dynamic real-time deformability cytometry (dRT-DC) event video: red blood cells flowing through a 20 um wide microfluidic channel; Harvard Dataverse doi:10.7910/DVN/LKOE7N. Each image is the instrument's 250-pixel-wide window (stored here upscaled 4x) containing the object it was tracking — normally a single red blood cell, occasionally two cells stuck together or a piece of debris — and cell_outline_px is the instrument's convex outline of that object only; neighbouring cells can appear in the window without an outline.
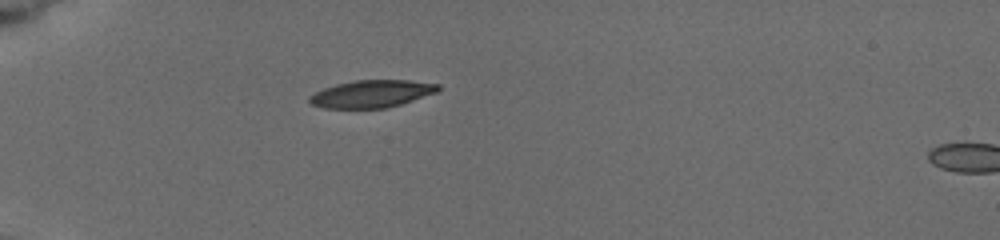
{"species": "common noctule bat (a hibernating species)", "species_latin": "Nyctalus noctula", "temperature_condition": "cold", "stored_images_in_passage": 42, "camera_frame_rate_fps": 3000, "um_per_image_px": 0.085, "animal": {"sex": "female", "body_mass_g": 19.5, "forearm_length_mm": 54.1}, "frame": {"image": 1, "passage_image": 1, "time_ms": 0.0, "image_size_px": [1000, 240], "cell_outline_px": [[440, 92], [400, 104], [384, 108], [324, 108], [312, 104], [308, 100], [308, 96], [324, 88], [336, 84], [356, 80], [408, 80], [440, 84]], "centroid_in_image_um": [31.63, 7.97], "position_along_channel_um": 53.4, "area_um2": 20.58}}
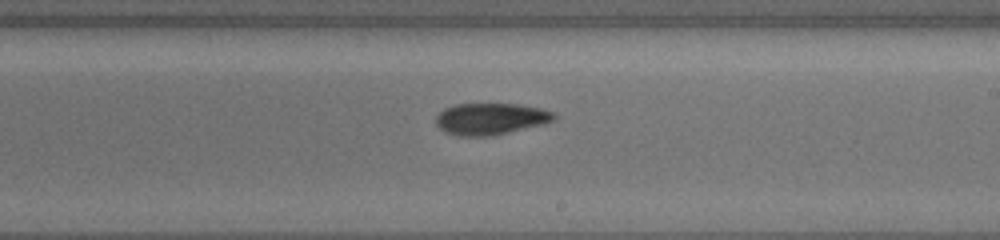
{"frame": {"image": 2, "passage_image": 19, "time_ms": 5.667, "image_size_px": [1000, 240], "cell_outline_px": [[556, 116], [552, 120], [540, 124], [492, 136], [456, 136], [440, 128], [436, 124], [436, 116], [444, 108], [456, 104], [520, 104], [540, 108], [552, 112]], "centroid_in_image_um": [41.65, 10.09], "position_along_channel_um": 247.4, "area_um2": 21.44}}
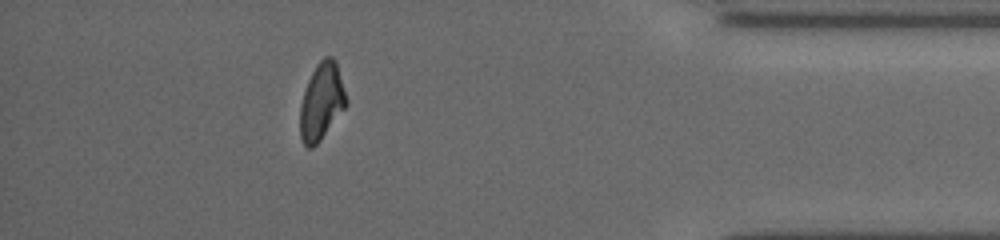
{"frame": {"image": 3, "passage_image": 36, "time_ms": 10.667, "image_size_px": [1000, 240], "cell_outline_px": [[348, 104], [320, 140], [312, 148], [308, 148], [304, 144], [300, 136], [300, 104], [308, 80], [316, 64], [324, 56], [332, 56], [336, 60], [348, 100]], "centroid_in_image_um": [27.34, 8.6], "position_along_channel_um": 407.9, "area_um2": 20.75}, "authors_computed_cell_mechanics": {"area_um2": 21.1837, "velocity_mm_per_s": 3.8744, "shape_relaxation_time_tau1_ms": 3.7573, "shape_relaxation_time_tau2_ms": 3.7966, "deformation_change_tau1": 0.1181, "deformation_change_tau2": 0.1013}}